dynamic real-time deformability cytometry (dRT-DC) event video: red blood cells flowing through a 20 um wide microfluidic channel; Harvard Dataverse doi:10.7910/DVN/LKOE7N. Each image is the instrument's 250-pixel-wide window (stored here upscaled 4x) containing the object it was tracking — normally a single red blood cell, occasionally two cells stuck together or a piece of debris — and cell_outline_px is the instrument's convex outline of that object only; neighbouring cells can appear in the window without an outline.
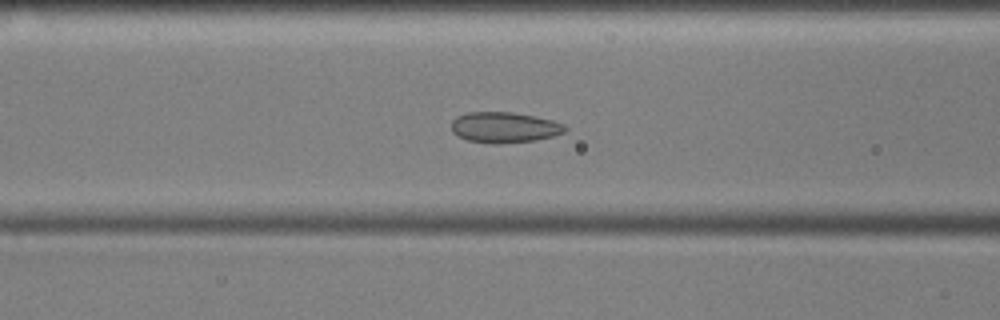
{"species": "common noctule bat (a hibernating species)", "species_latin": "Nyctalus noctula", "temperature_condition": "cold", "stored_images_in_passage": 55, "camera_frame_rate_fps": 3000, "um_per_image_px": 0.085, "animal": {"sex": "male", "body_mass_g": 17.9, "forearm_length_mm": 54.2}, "frame": {"image": 1, "passage_image": 20, "time_ms": 6.333, "image_size_px": [1000, 320], "cell_outline_px": [[568, 128], [564, 132], [552, 136], [536, 140], [500, 144], [492, 144], [468, 140], [452, 132], [452, 120], [456, 116], [468, 112], [512, 112], [536, 116], [552, 120], [564, 124]], "centroid_in_image_um": [42.88, 10.82], "position_along_channel_um": 123.7, "area_um2": 20.4}}
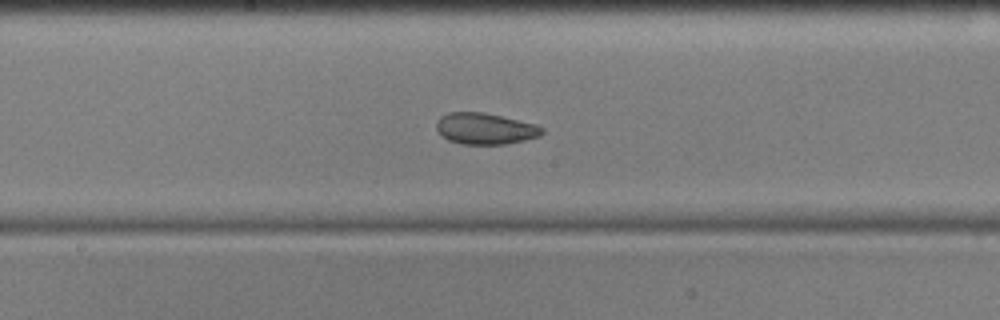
{"frame": {"image": 2, "passage_image": 27, "time_ms": 8.667, "image_size_px": [1000, 320], "cell_outline_px": [[544, 132], [540, 136], [524, 140], [504, 144], [460, 144], [448, 140], [436, 128], [436, 124], [440, 116], [448, 112], [484, 112], [536, 124], [544, 128]], "centroid_in_image_um": [41.25, 10.93], "position_along_channel_um": 207.0, "area_um2": 19.25}}
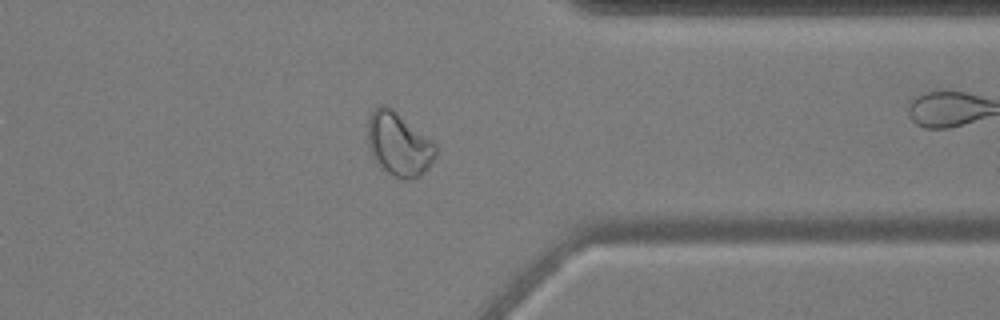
{"frame": {"image": 3, "passage_image": 42, "time_ms": 13.667, "image_size_px": [1000, 320], "cell_outline_px": [[436, 156], [428, 168], [420, 176], [412, 180], [400, 180], [392, 176], [380, 168], [372, 156], [368, 144], [368, 116], [380, 104], [384, 104], [392, 108], [432, 140], [436, 144]], "centroid_in_image_um": [33.89, 12.29], "position_along_channel_um": 377.5, "area_um2": 25.49}, "authors_computed_cell_mechanics": {"area_um2": 22.3108, "velocity_mm_per_s": 3.5623, "shape_relaxation_time_tau1_ms": 7.0962, "shape_relaxation_time_tau2_ms": 2.8325, "deformation_change_tau1": 0.1046, "deformation_change_tau2": 0.0626}}